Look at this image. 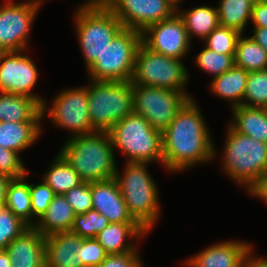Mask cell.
Segmentation results:
<instances>
[{
  "instance_id": "obj_8",
  "label": "cell",
  "mask_w": 267,
  "mask_h": 267,
  "mask_svg": "<svg viewBox=\"0 0 267 267\" xmlns=\"http://www.w3.org/2000/svg\"><path fill=\"white\" fill-rule=\"evenodd\" d=\"M141 43V32L123 28L87 69L88 80L131 81L136 54Z\"/></svg>"
},
{
  "instance_id": "obj_48",
  "label": "cell",
  "mask_w": 267,
  "mask_h": 267,
  "mask_svg": "<svg viewBox=\"0 0 267 267\" xmlns=\"http://www.w3.org/2000/svg\"><path fill=\"white\" fill-rule=\"evenodd\" d=\"M7 51L5 50V48L0 44V60L2 59L3 55L6 53Z\"/></svg>"
},
{
  "instance_id": "obj_45",
  "label": "cell",
  "mask_w": 267,
  "mask_h": 267,
  "mask_svg": "<svg viewBox=\"0 0 267 267\" xmlns=\"http://www.w3.org/2000/svg\"><path fill=\"white\" fill-rule=\"evenodd\" d=\"M9 180L10 178H8L6 175L0 174V211L4 206L6 187Z\"/></svg>"
},
{
  "instance_id": "obj_11",
  "label": "cell",
  "mask_w": 267,
  "mask_h": 267,
  "mask_svg": "<svg viewBox=\"0 0 267 267\" xmlns=\"http://www.w3.org/2000/svg\"><path fill=\"white\" fill-rule=\"evenodd\" d=\"M132 94L134 113L144 117L160 132L169 126L183 105L193 98L189 92L137 84H132Z\"/></svg>"
},
{
  "instance_id": "obj_39",
  "label": "cell",
  "mask_w": 267,
  "mask_h": 267,
  "mask_svg": "<svg viewBox=\"0 0 267 267\" xmlns=\"http://www.w3.org/2000/svg\"><path fill=\"white\" fill-rule=\"evenodd\" d=\"M78 253L84 267H98L108 255L96 238L83 239Z\"/></svg>"
},
{
  "instance_id": "obj_31",
  "label": "cell",
  "mask_w": 267,
  "mask_h": 267,
  "mask_svg": "<svg viewBox=\"0 0 267 267\" xmlns=\"http://www.w3.org/2000/svg\"><path fill=\"white\" fill-rule=\"evenodd\" d=\"M203 49L194 57V64L200 70L213 77L219 76L231 69L234 64L235 55L217 53L203 44Z\"/></svg>"
},
{
  "instance_id": "obj_16",
  "label": "cell",
  "mask_w": 267,
  "mask_h": 267,
  "mask_svg": "<svg viewBox=\"0 0 267 267\" xmlns=\"http://www.w3.org/2000/svg\"><path fill=\"white\" fill-rule=\"evenodd\" d=\"M253 243L229 239L206 247L186 259V267H243L247 264Z\"/></svg>"
},
{
  "instance_id": "obj_43",
  "label": "cell",
  "mask_w": 267,
  "mask_h": 267,
  "mask_svg": "<svg viewBox=\"0 0 267 267\" xmlns=\"http://www.w3.org/2000/svg\"><path fill=\"white\" fill-rule=\"evenodd\" d=\"M252 35H250L260 46L267 51V27L252 28Z\"/></svg>"
},
{
  "instance_id": "obj_38",
  "label": "cell",
  "mask_w": 267,
  "mask_h": 267,
  "mask_svg": "<svg viewBox=\"0 0 267 267\" xmlns=\"http://www.w3.org/2000/svg\"><path fill=\"white\" fill-rule=\"evenodd\" d=\"M75 214H83L92 209L91 182H83L64 194Z\"/></svg>"
},
{
  "instance_id": "obj_28",
  "label": "cell",
  "mask_w": 267,
  "mask_h": 267,
  "mask_svg": "<svg viewBox=\"0 0 267 267\" xmlns=\"http://www.w3.org/2000/svg\"><path fill=\"white\" fill-rule=\"evenodd\" d=\"M47 168L42 175V180L56 195H64L70 189L84 182L59 152L51 161L50 167Z\"/></svg>"
},
{
  "instance_id": "obj_3",
  "label": "cell",
  "mask_w": 267,
  "mask_h": 267,
  "mask_svg": "<svg viewBox=\"0 0 267 267\" xmlns=\"http://www.w3.org/2000/svg\"><path fill=\"white\" fill-rule=\"evenodd\" d=\"M149 163L125 162L115 179L132 218L149 234L160 219L159 189L150 175Z\"/></svg>"
},
{
  "instance_id": "obj_22",
  "label": "cell",
  "mask_w": 267,
  "mask_h": 267,
  "mask_svg": "<svg viewBox=\"0 0 267 267\" xmlns=\"http://www.w3.org/2000/svg\"><path fill=\"white\" fill-rule=\"evenodd\" d=\"M41 108L36 100L26 95L0 92V121L42 122Z\"/></svg>"
},
{
  "instance_id": "obj_30",
  "label": "cell",
  "mask_w": 267,
  "mask_h": 267,
  "mask_svg": "<svg viewBox=\"0 0 267 267\" xmlns=\"http://www.w3.org/2000/svg\"><path fill=\"white\" fill-rule=\"evenodd\" d=\"M234 64L247 72L267 69V51L251 36L241 34L236 46Z\"/></svg>"
},
{
  "instance_id": "obj_17",
  "label": "cell",
  "mask_w": 267,
  "mask_h": 267,
  "mask_svg": "<svg viewBox=\"0 0 267 267\" xmlns=\"http://www.w3.org/2000/svg\"><path fill=\"white\" fill-rule=\"evenodd\" d=\"M92 209L104 215L109 223H137L127 205L115 178L91 182Z\"/></svg>"
},
{
  "instance_id": "obj_35",
  "label": "cell",
  "mask_w": 267,
  "mask_h": 267,
  "mask_svg": "<svg viewBox=\"0 0 267 267\" xmlns=\"http://www.w3.org/2000/svg\"><path fill=\"white\" fill-rule=\"evenodd\" d=\"M29 226L3 206L0 211V250L6 249Z\"/></svg>"
},
{
  "instance_id": "obj_50",
  "label": "cell",
  "mask_w": 267,
  "mask_h": 267,
  "mask_svg": "<svg viewBox=\"0 0 267 267\" xmlns=\"http://www.w3.org/2000/svg\"><path fill=\"white\" fill-rule=\"evenodd\" d=\"M41 5H44L43 3H44V1L45 0H37Z\"/></svg>"
},
{
  "instance_id": "obj_41",
  "label": "cell",
  "mask_w": 267,
  "mask_h": 267,
  "mask_svg": "<svg viewBox=\"0 0 267 267\" xmlns=\"http://www.w3.org/2000/svg\"><path fill=\"white\" fill-rule=\"evenodd\" d=\"M250 22L252 28L267 27V2L253 4Z\"/></svg>"
},
{
  "instance_id": "obj_33",
  "label": "cell",
  "mask_w": 267,
  "mask_h": 267,
  "mask_svg": "<svg viewBox=\"0 0 267 267\" xmlns=\"http://www.w3.org/2000/svg\"><path fill=\"white\" fill-rule=\"evenodd\" d=\"M241 33L235 29L218 26L202 42L220 54L235 55L236 46Z\"/></svg>"
},
{
  "instance_id": "obj_14",
  "label": "cell",
  "mask_w": 267,
  "mask_h": 267,
  "mask_svg": "<svg viewBox=\"0 0 267 267\" xmlns=\"http://www.w3.org/2000/svg\"><path fill=\"white\" fill-rule=\"evenodd\" d=\"M104 5L124 28L139 32L177 12L168 0H104Z\"/></svg>"
},
{
  "instance_id": "obj_4",
  "label": "cell",
  "mask_w": 267,
  "mask_h": 267,
  "mask_svg": "<svg viewBox=\"0 0 267 267\" xmlns=\"http://www.w3.org/2000/svg\"><path fill=\"white\" fill-rule=\"evenodd\" d=\"M73 16L74 30L87 70L124 27L104 5V0H86L75 8Z\"/></svg>"
},
{
  "instance_id": "obj_27",
  "label": "cell",
  "mask_w": 267,
  "mask_h": 267,
  "mask_svg": "<svg viewBox=\"0 0 267 267\" xmlns=\"http://www.w3.org/2000/svg\"><path fill=\"white\" fill-rule=\"evenodd\" d=\"M30 172L24 177L9 180L4 201V206L28 226H32L31 196L27 180Z\"/></svg>"
},
{
  "instance_id": "obj_25",
  "label": "cell",
  "mask_w": 267,
  "mask_h": 267,
  "mask_svg": "<svg viewBox=\"0 0 267 267\" xmlns=\"http://www.w3.org/2000/svg\"><path fill=\"white\" fill-rule=\"evenodd\" d=\"M75 215L64 195H55L47 211L33 227L45 237L54 233L70 231Z\"/></svg>"
},
{
  "instance_id": "obj_46",
  "label": "cell",
  "mask_w": 267,
  "mask_h": 267,
  "mask_svg": "<svg viewBox=\"0 0 267 267\" xmlns=\"http://www.w3.org/2000/svg\"><path fill=\"white\" fill-rule=\"evenodd\" d=\"M0 267H11L9 254L5 249L0 250Z\"/></svg>"
},
{
  "instance_id": "obj_49",
  "label": "cell",
  "mask_w": 267,
  "mask_h": 267,
  "mask_svg": "<svg viewBox=\"0 0 267 267\" xmlns=\"http://www.w3.org/2000/svg\"><path fill=\"white\" fill-rule=\"evenodd\" d=\"M254 3L267 2V0H252Z\"/></svg>"
},
{
  "instance_id": "obj_36",
  "label": "cell",
  "mask_w": 267,
  "mask_h": 267,
  "mask_svg": "<svg viewBox=\"0 0 267 267\" xmlns=\"http://www.w3.org/2000/svg\"><path fill=\"white\" fill-rule=\"evenodd\" d=\"M31 196L32 226L47 211L55 197L54 191L41 179L39 184L29 183Z\"/></svg>"
},
{
  "instance_id": "obj_2",
  "label": "cell",
  "mask_w": 267,
  "mask_h": 267,
  "mask_svg": "<svg viewBox=\"0 0 267 267\" xmlns=\"http://www.w3.org/2000/svg\"><path fill=\"white\" fill-rule=\"evenodd\" d=\"M59 153L84 182L115 178L116 155L106 131H94L66 139Z\"/></svg>"
},
{
  "instance_id": "obj_15",
  "label": "cell",
  "mask_w": 267,
  "mask_h": 267,
  "mask_svg": "<svg viewBox=\"0 0 267 267\" xmlns=\"http://www.w3.org/2000/svg\"><path fill=\"white\" fill-rule=\"evenodd\" d=\"M141 34L142 43L154 52L176 59H184L190 54L192 42L177 12L168 19L150 25Z\"/></svg>"
},
{
  "instance_id": "obj_47",
  "label": "cell",
  "mask_w": 267,
  "mask_h": 267,
  "mask_svg": "<svg viewBox=\"0 0 267 267\" xmlns=\"http://www.w3.org/2000/svg\"><path fill=\"white\" fill-rule=\"evenodd\" d=\"M169 3L174 7V9L177 11L179 8H181V3L183 0H168Z\"/></svg>"
},
{
  "instance_id": "obj_32",
  "label": "cell",
  "mask_w": 267,
  "mask_h": 267,
  "mask_svg": "<svg viewBox=\"0 0 267 267\" xmlns=\"http://www.w3.org/2000/svg\"><path fill=\"white\" fill-rule=\"evenodd\" d=\"M243 105L267 108V69L249 72Z\"/></svg>"
},
{
  "instance_id": "obj_10",
  "label": "cell",
  "mask_w": 267,
  "mask_h": 267,
  "mask_svg": "<svg viewBox=\"0 0 267 267\" xmlns=\"http://www.w3.org/2000/svg\"><path fill=\"white\" fill-rule=\"evenodd\" d=\"M53 97L51 104H47L46 100L43 102L42 120L48 115L53 125L69 131L67 139L95 131L88 112L87 86L65 88Z\"/></svg>"
},
{
  "instance_id": "obj_37",
  "label": "cell",
  "mask_w": 267,
  "mask_h": 267,
  "mask_svg": "<svg viewBox=\"0 0 267 267\" xmlns=\"http://www.w3.org/2000/svg\"><path fill=\"white\" fill-rule=\"evenodd\" d=\"M28 172L19 153L0 147V174L17 179L24 177Z\"/></svg>"
},
{
  "instance_id": "obj_6",
  "label": "cell",
  "mask_w": 267,
  "mask_h": 267,
  "mask_svg": "<svg viewBox=\"0 0 267 267\" xmlns=\"http://www.w3.org/2000/svg\"><path fill=\"white\" fill-rule=\"evenodd\" d=\"M114 151L125 156L126 162L163 165L162 132L155 130L148 121L136 113L116 122L108 131ZM116 149V150H115Z\"/></svg>"
},
{
  "instance_id": "obj_51",
  "label": "cell",
  "mask_w": 267,
  "mask_h": 267,
  "mask_svg": "<svg viewBox=\"0 0 267 267\" xmlns=\"http://www.w3.org/2000/svg\"><path fill=\"white\" fill-rule=\"evenodd\" d=\"M243 267H251V266L247 263Z\"/></svg>"
},
{
  "instance_id": "obj_40",
  "label": "cell",
  "mask_w": 267,
  "mask_h": 267,
  "mask_svg": "<svg viewBox=\"0 0 267 267\" xmlns=\"http://www.w3.org/2000/svg\"><path fill=\"white\" fill-rule=\"evenodd\" d=\"M139 250L122 254H108L98 267H144Z\"/></svg>"
},
{
  "instance_id": "obj_18",
  "label": "cell",
  "mask_w": 267,
  "mask_h": 267,
  "mask_svg": "<svg viewBox=\"0 0 267 267\" xmlns=\"http://www.w3.org/2000/svg\"><path fill=\"white\" fill-rule=\"evenodd\" d=\"M11 267H46L45 236L29 226L5 249Z\"/></svg>"
},
{
  "instance_id": "obj_12",
  "label": "cell",
  "mask_w": 267,
  "mask_h": 267,
  "mask_svg": "<svg viewBox=\"0 0 267 267\" xmlns=\"http://www.w3.org/2000/svg\"><path fill=\"white\" fill-rule=\"evenodd\" d=\"M42 5L37 0L0 4V44L8 51L28 50L34 21Z\"/></svg>"
},
{
  "instance_id": "obj_13",
  "label": "cell",
  "mask_w": 267,
  "mask_h": 267,
  "mask_svg": "<svg viewBox=\"0 0 267 267\" xmlns=\"http://www.w3.org/2000/svg\"><path fill=\"white\" fill-rule=\"evenodd\" d=\"M26 52L8 51L3 55L0 60V92L26 95L42 106L44 97L33 92L40 76L39 70Z\"/></svg>"
},
{
  "instance_id": "obj_26",
  "label": "cell",
  "mask_w": 267,
  "mask_h": 267,
  "mask_svg": "<svg viewBox=\"0 0 267 267\" xmlns=\"http://www.w3.org/2000/svg\"><path fill=\"white\" fill-rule=\"evenodd\" d=\"M178 15L182 18L188 37H196L203 41L215 28L219 26L218 10L216 6L199 5L189 10H177Z\"/></svg>"
},
{
  "instance_id": "obj_29",
  "label": "cell",
  "mask_w": 267,
  "mask_h": 267,
  "mask_svg": "<svg viewBox=\"0 0 267 267\" xmlns=\"http://www.w3.org/2000/svg\"><path fill=\"white\" fill-rule=\"evenodd\" d=\"M219 25L244 34L251 21L252 0H218ZM247 26V27H246Z\"/></svg>"
},
{
  "instance_id": "obj_5",
  "label": "cell",
  "mask_w": 267,
  "mask_h": 267,
  "mask_svg": "<svg viewBox=\"0 0 267 267\" xmlns=\"http://www.w3.org/2000/svg\"><path fill=\"white\" fill-rule=\"evenodd\" d=\"M226 127L222 172L248 192L267 171V143L236 132L229 124Z\"/></svg>"
},
{
  "instance_id": "obj_7",
  "label": "cell",
  "mask_w": 267,
  "mask_h": 267,
  "mask_svg": "<svg viewBox=\"0 0 267 267\" xmlns=\"http://www.w3.org/2000/svg\"><path fill=\"white\" fill-rule=\"evenodd\" d=\"M88 87V112L95 131L111 127L134 112L130 81H92Z\"/></svg>"
},
{
  "instance_id": "obj_20",
  "label": "cell",
  "mask_w": 267,
  "mask_h": 267,
  "mask_svg": "<svg viewBox=\"0 0 267 267\" xmlns=\"http://www.w3.org/2000/svg\"><path fill=\"white\" fill-rule=\"evenodd\" d=\"M147 234L138 223H109L96 235V240L108 254H122L139 250L138 241Z\"/></svg>"
},
{
  "instance_id": "obj_9",
  "label": "cell",
  "mask_w": 267,
  "mask_h": 267,
  "mask_svg": "<svg viewBox=\"0 0 267 267\" xmlns=\"http://www.w3.org/2000/svg\"><path fill=\"white\" fill-rule=\"evenodd\" d=\"M154 52L143 43L136 54L131 84L188 92L189 70L182 62Z\"/></svg>"
},
{
  "instance_id": "obj_44",
  "label": "cell",
  "mask_w": 267,
  "mask_h": 267,
  "mask_svg": "<svg viewBox=\"0 0 267 267\" xmlns=\"http://www.w3.org/2000/svg\"><path fill=\"white\" fill-rule=\"evenodd\" d=\"M255 250H251L247 263L251 267H267V258L262 257L261 255H256Z\"/></svg>"
},
{
  "instance_id": "obj_1",
  "label": "cell",
  "mask_w": 267,
  "mask_h": 267,
  "mask_svg": "<svg viewBox=\"0 0 267 267\" xmlns=\"http://www.w3.org/2000/svg\"><path fill=\"white\" fill-rule=\"evenodd\" d=\"M195 98H190L162 132L163 167L180 173L213 161L218 153Z\"/></svg>"
},
{
  "instance_id": "obj_24",
  "label": "cell",
  "mask_w": 267,
  "mask_h": 267,
  "mask_svg": "<svg viewBox=\"0 0 267 267\" xmlns=\"http://www.w3.org/2000/svg\"><path fill=\"white\" fill-rule=\"evenodd\" d=\"M249 72L234 65L223 74L213 77L209 91L217 98L227 100L230 108L243 105V96Z\"/></svg>"
},
{
  "instance_id": "obj_42",
  "label": "cell",
  "mask_w": 267,
  "mask_h": 267,
  "mask_svg": "<svg viewBox=\"0 0 267 267\" xmlns=\"http://www.w3.org/2000/svg\"><path fill=\"white\" fill-rule=\"evenodd\" d=\"M248 194L267 203V171L248 190Z\"/></svg>"
},
{
  "instance_id": "obj_23",
  "label": "cell",
  "mask_w": 267,
  "mask_h": 267,
  "mask_svg": "<svg viewBox=\"0 0 267 267\" xmlns=\"http://www.w3.org/2000/svg\"><path fill=\"white\" fill-rule=\"evenodd\" d=\"M229 124L236 132L267 143V108L245 105L231 109Z\"/></svg>"
},
{
  "instance_id": "obj_19",
  "label": "cell",
  "mask_w": 267,
  "mask_h": 267,
  "mask_svg": "<svg viewBox=\"0 0 267 267\" xmlns=\"http://www.w3.org/2000/svg\"><path fill=\"white\" fill-rule=\"evenodd\" d=\"M83 238L71 231L45 237L46 267H84L78 249Z\"/></svg>"
},
{
  "instance_id": "obj_21",
  "label": "cell",
  "mask_w": 267,
  "mask_h": 267,
  "mask_svg": "<svg viewBox=\"0 0 267 267\" xmlns=\"http://www.w3.org/2000/svg\"><path fill=\"white\" fill-rule=\"evenodd\" d=\"M41 122L0 121V147L23 153L42 135Z\"/></svg>"
},
{
  "instance_id": "obj_34",
  "label": "cell",
  "mask_w": 267,
  "mask_h": 267,
  "mask_svg": "<svg viewBox=\"0 0 267 267\" xmlns=\"http://www.w3.org/2000/svg\"><path fill=\"white\" fill-rule=\"evenodd\" d=\"M109 221L97 210L91 209L83 214H76L71 232L78 234L83 239L96 238L107 225Z\"/></svg>"
}]
</instances>
